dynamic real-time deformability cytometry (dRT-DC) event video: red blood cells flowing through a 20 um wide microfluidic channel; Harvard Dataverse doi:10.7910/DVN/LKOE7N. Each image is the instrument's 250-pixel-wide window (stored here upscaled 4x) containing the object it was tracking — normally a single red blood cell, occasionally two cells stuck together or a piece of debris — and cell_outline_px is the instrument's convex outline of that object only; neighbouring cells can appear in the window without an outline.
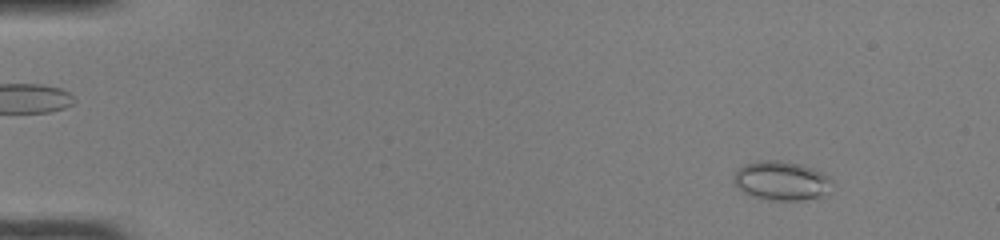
{"species": "common noctule bat (a hibernating species)", "species_latin": "Nyctalus noctula", "temperature_condition": "room temperature", "stored_images_in_passage": 49, "camera_frame_rate_fps": 3000, "um_per_image_px": 0.085, "animal": {"sex": "female", "body_mass_g": 22.0, "forearm_length_mm": 56.7}, "frame": {"image": 1, "passage_image": 5, "time_ms": 1.333, "image_size_px": [1000, 240], "cell_outline_px": [[832, 180], [824, 196], [800, 200], [772, 200], [752, 196], [744, 192], [732, 180], [732, 176], [744, 164], [760, 160], [780, 160], [800, 164], [812, 168], [828, 176]], "centroid_in_image_um": [66.4, 15.35], "position_along_channel_um": 18.6, "area_um2": 22.2}}
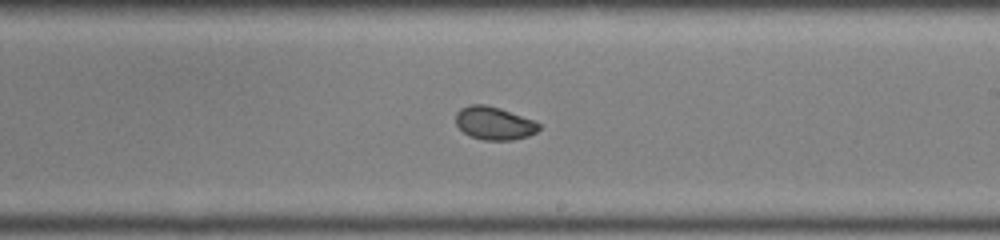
{"frame": {"image": 2, "passage_image": 30, "time_ms": 9.667, "image_size_px": [1000, 240], "cell_outline_px": [[540, 128], [536, 132], [528, 136], [512, 140], [484, 140], [472, 136], [464, 132], [456, 124], [456, 112], [460, 108], [472, 104], [484, 104], [500, 108], [536, 120], [540, 124]], "centroid_in_image_um": [42.03, 10.46], "position_along_channel_um": 247.0, "area_um2": 16.07}}
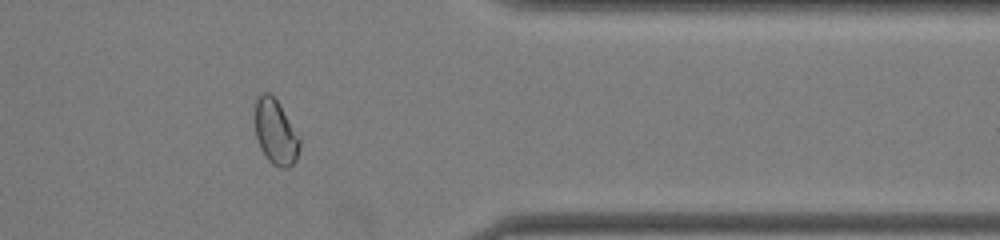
{"frame": {"image": 3, "passage_image": 41, "time_ms": 13.333, "image_size_px": [1000, 240], "cell_outline_px": [[300, 148], [296, 160], [288, 168], [280, 168], [272, 164], [268, 160], [260, 148], [256, 136], [256, 96], [264, 92], [268, 92], [280, 104], [300, 136]], "centroid_in_image_um": [23.45, 11.24], "position_along_channel_um": 388.0, "area_um2": 16.99}, "authors_computed_cell_mechanics": {"area_um2": 17.6868, "velocity_mm_per_s": 4.1219, "shape_relaxation_time_tau1_ms": 4.4577, "shape_relaxation_time_tau2_ms": 1.11, "deformation_change_tau1": 0.112, "deformation_change_tau2": 0.0416}}